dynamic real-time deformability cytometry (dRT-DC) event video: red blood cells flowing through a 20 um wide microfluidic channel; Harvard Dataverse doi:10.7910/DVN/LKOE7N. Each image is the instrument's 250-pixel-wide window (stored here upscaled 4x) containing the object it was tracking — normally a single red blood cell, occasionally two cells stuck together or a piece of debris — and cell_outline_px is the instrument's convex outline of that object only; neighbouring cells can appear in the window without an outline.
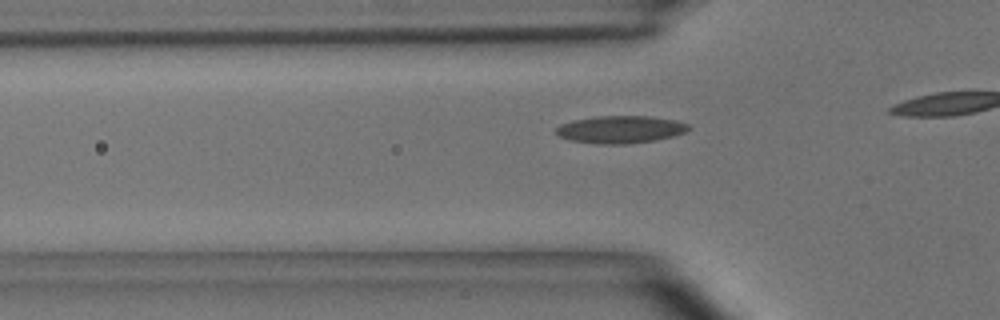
{"species": "common noctule bat (a hibernating species)", "species_latin": "Nyctalus noctula", "temperature_condition": "room temperature", "stored_images_in_passage": 10, "camera_frame_rate_fps": 3000, "um_per_image_px": 0.085, "animal": {"sex": "male", "body_mass_g": 15.6}, "frame": {"image": 1, "passage_image": 2, "time_ms": 0.333, "image_size_px": [1000, 320], "cell_outline_px": [[692, 128], [684, 132], [672, 136], [656, 140], [628, 144], [600, 144], [572, 140], [560, 136], [556, 132], [556, 128], [560, 124], [572, 120], [596, 116], [652, 116], [676, 120], [688, 124]], "centroid_in_image_um": [52.76, 10.99], "position_along_channel_um": 73.0, "area_um2": 21.21}}